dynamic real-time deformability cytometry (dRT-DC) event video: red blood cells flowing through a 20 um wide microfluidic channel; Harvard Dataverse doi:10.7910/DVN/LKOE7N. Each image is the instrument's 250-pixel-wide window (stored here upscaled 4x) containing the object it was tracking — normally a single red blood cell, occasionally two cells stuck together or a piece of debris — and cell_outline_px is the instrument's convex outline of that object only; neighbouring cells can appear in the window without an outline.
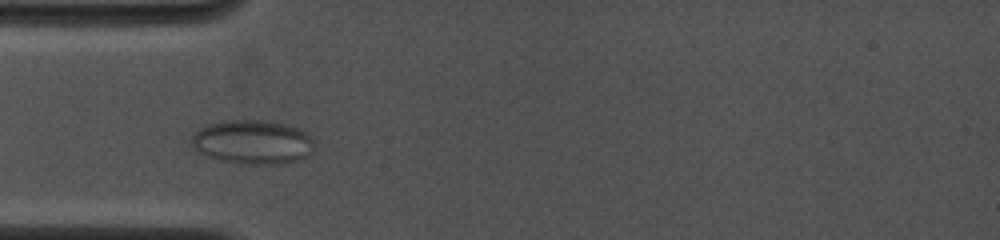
{"species": "common noctule bat (a hibernating species)", "species_latin": "Nyctalus noctula", "temperature_condition": "cold", "stored_images_in_passage": 4, "camera_frame_rate_fps": 4000, "um_per_image_px": 0.085, "animal": {"sex": "female", "body_mass_g": 19.0, "forearm_length_mm": 53.3}, "frame": {"image": 1, "passage_image": 1, "time_ms": 0.0, "image_size_px": [1000, 240], "cell_outline_px": [[312, 148], [308, 156], [296, 160], [280, 164], [248, 164], [220, 160], [208, 156], [200, 152], [192, 144], [192, 136], [200, 128], [208, 124], [224, 120], [264, 120], [284, 124], [300, 128], [308, 132], [312, 140]], "centroid_in_image_um": [21.49, 12.06], "position_along_channel_um": 63.5, "area_um2": 31.33}}